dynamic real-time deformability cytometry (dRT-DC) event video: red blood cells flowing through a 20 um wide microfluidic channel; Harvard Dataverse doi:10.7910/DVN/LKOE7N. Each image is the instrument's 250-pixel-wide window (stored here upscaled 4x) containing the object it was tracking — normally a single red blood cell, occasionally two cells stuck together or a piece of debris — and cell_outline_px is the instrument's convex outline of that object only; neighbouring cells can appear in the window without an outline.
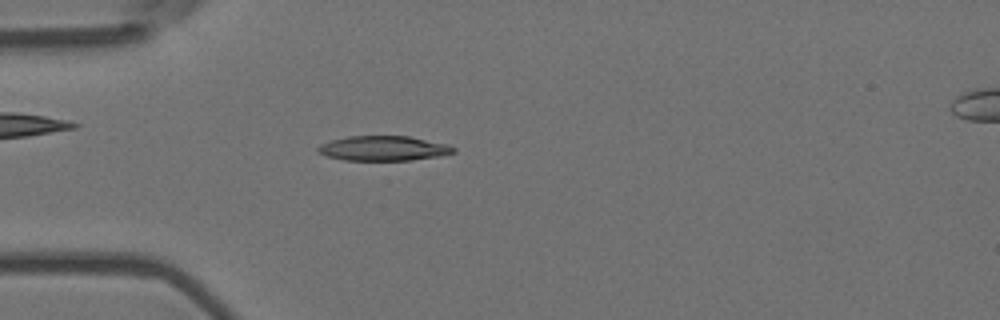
{"species": "Egyptian fruit bat (a non-hibernating species)", "species_latin": "Rousettus aegyptiacus", "temperature_condition": "room temperature", "stored_images_in_passage": 55, "camera_frame_rate_fps": 3000, "um_per_image_px": 0.085, "animal": {"sex": "female"}, "frame": {"image": 1, "passage_image": 16, "time_ms": 5.0, "image_size_px": [1000, 320], "cell_outline_px": [[456, 152], [440, 156], [412, 160], [344, 160], [328, 156], [316, 152], [316, 148], [320, 144], [332, 140], [348, 136], [408, 136], [448, 144], [456, 148]], "centroid_in_image_um": [32.6, 12.61], "position_along_channel_um": 52.4, "area_um2": 19.65}}
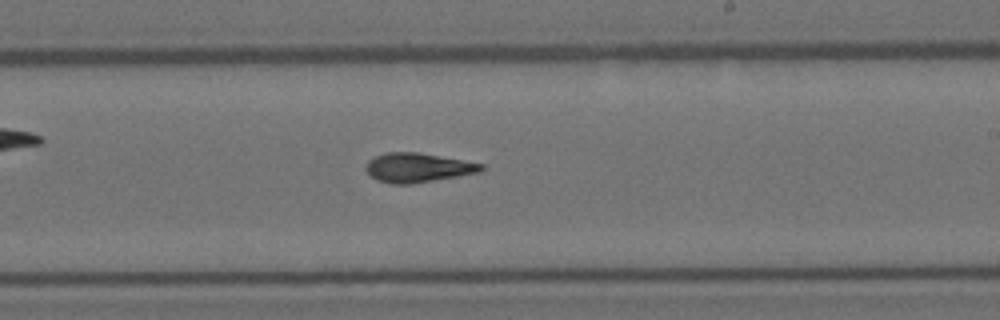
{"frame": {"image": 2, "passage_image": 33, "time_ms": 10.667, "image_size_px": [1000, 320], "cell_outline_px": [[484, 168], [480, 172], [412, 184], [392, 184], [376, 180], [364, 168], [368, 160], [384, 152], [416, 152], [484, 164]], "centroid_in_image_um": [35.47, 14.25], "position_along_channel_um": 253.5, "area_um2": 19.54}}
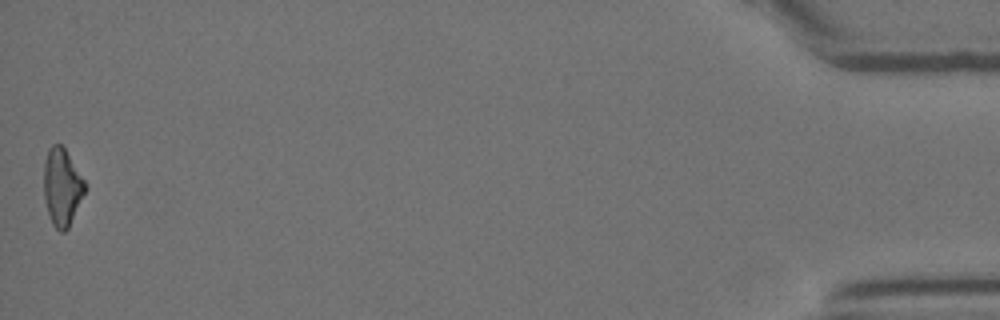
{"frame": {"image": 3, "passage_image": 55, "time_ms": 18.0, "image_size_px": [1000, 320], "cell_outline_px": [[88, 188], [68, 228], [64, 232], [60, 232], [52, 224], [48, 212], [44, 196], [44, 160], [48, 148], [52, 144], [60, 144], [64, 148], [84, 180]], "centroid_in_image_um": [5.28, 15.91], "position_along_channel_um": 429.9, "area_um2": 18.55}, "authors_computed_cell_mechanics": {"area_um2": 19.2474, "velocity_mm_per_s": 3.6991, "shape_relaxation_time_tau1_ms": 8.7546, "shape_relaxation_time_tau2_ms": 3.9492, "deformation_change_tau1": 0.2255, "deformation_change_tau2": 0.1281}}